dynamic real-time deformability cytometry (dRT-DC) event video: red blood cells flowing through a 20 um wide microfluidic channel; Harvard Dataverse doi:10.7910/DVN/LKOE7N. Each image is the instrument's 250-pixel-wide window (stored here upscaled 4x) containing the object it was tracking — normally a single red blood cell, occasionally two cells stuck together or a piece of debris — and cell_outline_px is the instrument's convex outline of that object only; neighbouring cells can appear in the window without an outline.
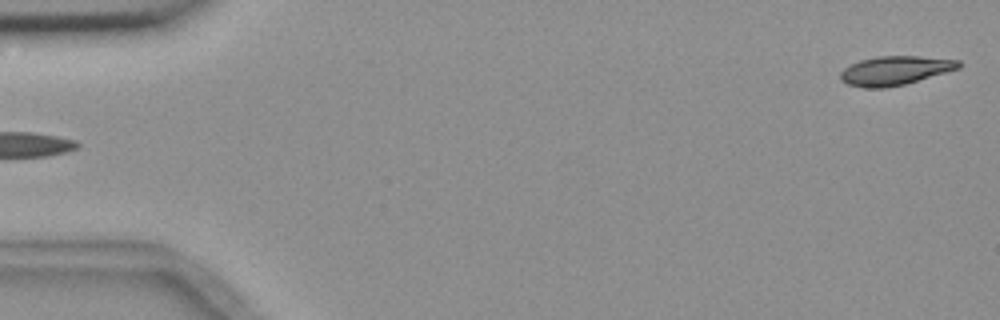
{"species": "common noctule bat (a hibernating species)", "species_latin": "Nyctalus noctula", "temperature_condition": "room temperature", "stored_images_in_passage": 5, "segment_of_instrument_passage": [2, 2], "camera_frame_rate_fps": 3000, "um_per_image_px": 0.085, "animal": {"sex": "female", "body_mass_g": 18.4}, "frame": {"image": 1, "passage_image": 5, "time_ms": 4.667, "image_size_px": [1000, 320], "cell_outline_px": [[960, 68], [904, 84], [884, 88], [864, 88], [848, 84], [840, 80], [840, 72], [844, 68], [860, 60], [876, 56], [920, 56], [960, 60]], "centroid_in_image_um": [76.05, 5.99], "position_along_channel_um": 8.9, "area_um2": 19.88}}